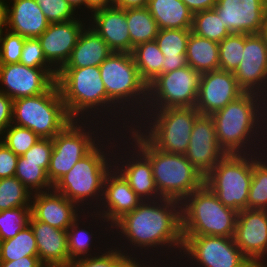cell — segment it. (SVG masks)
Returning a JSON list of instances; mask_svg holds the SVG:
<instances>
[{
	"label": "cell",
	"instance_id": "f546056e",
	"mask_svg": "<svg viewBox=\"0 0 267 267\" xmlns=\"http://www.w3.org/2000/svg\"><path fill=\"white\" fill-rule=\"evenodd\" d=\"M147 9L159 29H191L193 13L181 0H149Z\"/></svg>",
	"mask_w": 267,
	"mask_h": 267
},
{
	"label": "cell",
	"instance_id": "8fae6325",
	"mask_svg": "<svg viewBox=\"0 0 267 267\" xmlns=\"http://www.w3.org/2000/svg\"><path fill=\"white\" fill-rule=\"evenodd\" d=\"M253 154H226L204 177V184L228 208L247 209Z\"/></svg>",
	"mask_w": 267,
	"mask_h": 267
},
{
	"label": "cell",
	"instance_id": "b9f144b4",
	"mask_svg": "<svg viewBox=\"0 0 267 267\" xmlns=\"http://www.w3.org/2000/svg\"><path fill=\"white\" fill-rule=\"evenodd\" d=\"M49 23L77 19L78 14L66 0H35Z\"/></svg>",
	"mask_w": 267,
	"mask_h": 267
},
{
	"label": "cell",
	"instance_id": "f907efd6",
	"mask_svg": "<svg viewBox=\"0 0 267 267\" xmlns=\"http://www.w3.org/2000/svg\"><path fill=\"white\" fill-rule=\"evenodd\" d=\"M176 266H178V260L164 258V257H141L133 265V267H176Z\"/></svg>",
	"mask_w": 267,
	"mask_h": 267
},
{
	"label": "cell",
	"instance_id": "8d00e7d4",
	"mask_svg": "<svg viewBox=\"0 0 267 267\" xmlns=\"http://www.w3.org/2000/svg\"><path fill=\"white\" fill-rule=\"evenodd\" d=\"M32 192L15 176L0 179V211L31 207Z\"/></svg>",
	"mask_w": 267,
	"mask_h": 267
},
{
	"label": "cell",
	"instance_id": "4dcf8cb0",
	"mask_svg": "<svg viewBox=\"0 0 267 267\" xmlns=\"http://www.w3.org/2000/svg\"><path fill=\"white\" fill-rule=\"evenodd\" d=\"M186 59L187 64L200 74L219 70V43L191 32Z\"/></svg>",
	"mask_w": 267,
	"mask_h": 267
},
{
	"label": "cell",
	"instance_id": "f1b7e54d",
	"mask_svg": "<svg viewBox=\"0 0 267 267\" xmlns=\"http://www.w3.org/2000/svg\"><path fill=\"white\" fill-rule=\"evenodd\" d=\"M191 29H159L155 38L164 55L162 74L187 66L186 49Z\"/></svg>",
	"mask_w": 267,
	"mask_h": 267
},
{
	"label": "cell",
	"instance_id": "f6af8a7d",
	"mask_svg": "<svg viewBox=\"0 0 267 267\" xmlns=\"http://www.w3.org/2000/svg\"><path fill=\"white\" fill-rule=\"evenodd\" d=\"M19 62L31 68H53L46 61L38 38H25Z\"/></svg>",
	"mask_w": 267,
	"mask_h": 267
},
{
	"label": "cell",
	"instance_id": "91938a15",
	"mask_svg": "<svg viewBox=\"0 0 267 267\" xmlns=\"http://www.w3.org/2000/svg\"><path fill=\"white\" fill-rule=\"evenodd\" d=\"M0 24H5L4 22V4L0 1Z\"/></svg>",
	"mask_w": 267,
	"mask_h": 267
},
{
	"label": "cell",
	"instance_id": "836d02e7",
	"mask_svg": "<svg viewBox=\"0 0 267 267\" xmlns=\"http://www.w3.org/2000/svg\"><path fill=\"white\" fill-rule=\"evenodd\" d=\"M247 209L267 210V151L253 154Z\"/></svg>",
	"mask_w": 267,
	"mask_h": 267
},
{
	"label": "cell",
	"instance_id": "f5cc1de1",
	"mask_svg": "<svg viewBox=\"0 0 267 267\" xmlns=\"http://www.w3.org/2000/svg\"><path fill=\"white\" fill-rule=\"evenodd\" d=\"M195 14L200 11L213 9L217 0H181Z\"/></svg>",
	"mask_w": 267,
	"mask_h": 267
},
{
	"label": "cell",
	"instance_id": "e575fe53",
	"mask_svg": "<svg viewBox=\"0 0 267 267\" xmlns=\"http://www.w3.org/2000/svg\"><path fill=\"white\" fill-rule=\"evenodd\" d=\"M26 256H38L37 242L29 224L15 237L0 241V261H13Z\"/></svg>",
	"mask_w": 267,
	"mask_h": 267
},
{
	"label": "cell",
	"instance_id": "83f0119b",
	"mask_svg": "<svg viewBox=\"0 0 267 267\" xmlns=\"http://www.w3.org/2000/svg\"><path fill=\"white\" fill-rule=\"evenodd\" d=\"M111 53L105 40L87 25L63 68L99 66Z\"/></svg>",
	"mask_w": 267,
	"mask_h": 267
},
{
	"label": "cell",
	"instance_id": "44dd1931",
	"mask_svg": "<svg viewBox=\"0 0 267 267\" xmlns=\"http://www.w3.org/2000/svg\"><path fill=\"white\" fill-rule=\"evenodd\" d=\"M226 155L219 146L211 115H199L194 122L187 160L205 177Z\"/></svg>",
	"mask_w": 267,
	"mask_h": 267
},
{
	"label": "cell",
	"instance_id": "680465c9",
	"mask_svg": "<svg viewBox=\"0 0 267 267\" xmlns=\"http://www.w3.org/2000/svg\"><path fill=\"white\" fill-rule=\"evenodd\" d=\"M260 34L263 36L265 43L267 44V14Z\"/></svg>",
	"mask_w": 267,
	"mask_h": 267
},
{
	"label": "cell",
	"instance_id": "7c38bea8",
	"mask_svg": "<svg viewBox=\"0 0 267 267\" xmlns=\"http://www.w3.org/2000/svg\"><path fill=\"white\" fill-rule=\"evenodd\" d=\"M182 236L183 248L178 267H254L242 254L233 237Z\"/></svg>",
	"mask_w": 267,
	"mask_h": 267
},
{
	"label": "cell",
	"instance_id": "8992f818",
	"mask_svg": "<svg viewBox=\"0 0 267 267\" xmlns=\"http://www.w3.org/2000/svg\"><path fill=\"white\" fill-rule=\"evenodd\" d=\"M99 69L108 98L135 123L145 112L148 85L142 80L132 53L112 52Z\"/></svg>",
	"mask_w": 267,
	"mask_h": 267
},
{
	"label": "cell",
	"instance_id": "d6986e66",
	"mask_svg": "<svg viewBox=\"0 0 267 267\" xmlns=\"http://www.w3.org/2000/svg\"><path fill=\"white\" fill-rule=\"evenodd\" d=\"M88 25V17L79 16L75 20L50 23L38 37L46 61L59 72L69 60L73 48L83 29Z\"/></svg>",
	"mask_w": 267,
	"mask_h": 267
},
{
	"label": "cell",
	"instance_id": "ba28073f",
	"mask_svg": "<svg viewBox=\"0 0 267 267\" xmlns=\"http://www.w3.org/2000/svg\"><path fill=\"white\" fill-rule=\"evenodd\" d=\"M237 213L204 184L181 202L182 235L233 237Z\"/></svg>",
	"mask_w": 267,
	"mask_h": 267
},
{
	"label": "cell",
	"instance_id": "cb8c5ba5",
	"mask_svg": "<svg viewBox=\"0 0 267 267\" xmlns=\"http://www.w3.org/2000/svg\"><path fill=\"white\" fill-rule=\"evenodd\" d=\"M83 210L54 189L32 194L31 216L50 226L67 230Z\"/></svg>",
	"mask_w": 267,
	"mask_h": 267
},
{
	"label": "cell",
	"instance_id": "484cf974",
	"mask_svg": "<svg viewBox=\"0 0 267 267\" xmlns=\"http://www.w3.org/2000/svg\"><path fill=\"white\" fill-rule=\"evenodd\" d=\"M5 28L24 38H38L50 25L35 0H6Z\"/></svg>",
	"mask_w": 267,
	"mask_h": 267
},
{
	"label": "cell",
	"instance_id": "7dc6e473",
	"mask_svg": "<svg viewBox=\"0 0 267 267\" xmlns=\"http://www.w3.org/2000/svg\"><path fill=\"white\" fill-rule=\"evenodd\" d=\"M71 267H111V245L97 255L74 261Z\"/></svg>",
	"mask_w": 267,
	"mask_h": 267
},
{
	"label": "cell",
	"instance_id": "ffe728a7",
	"mask_svg": "<svg viewBox=\"0 0 267 267\" xmlns=\"http://www.w3.org/2000/svg\"><path fill=\"white\" fill-rule=\"evenodd\" d=\"M244 93L233 72L220 69L206 72L200 77L195 108L201 115H211Z\"/></svg>",
	"mask_w": 267,
	"mask_h": 267
},
{
	"label": "cell",
	"instance_id": "3957f363",
	"mask_svg": "<svg viewBox=\"0 0 267 267\" xmlns=\"http://www.w3.org/2000/svg\"><path fill=\"white\" fill-rule=\"evenodd\" d=\"M211 117L219 146L226 154L267 151L263 135V96L245 92Z\"/></svg>",
	"mask_w": 267,
	"mask_h": 267
},
{
	"label": "cell",
	"instance_id": "816d5d0a",
	"mask_svg": "<svg viewBox=\"0 0 267 267\" xmlns=\"http://www.w3.org/2000/svg\"><path fill=\"white\" fill-rule=\"evenodd\" d=\"M0 267H45L38 256H26L13 261H0Z\"/></svg>",
	"mask_w": 267,
	"mask_h": 267
},
{
	"label": "cell",
	"instance_id": "ee69618b",
	"mask_svg": "<svg viewBox=\"0 0 267 267\" xmlns=\"http://www.w3.org/2000/svg\"><path fill=\"white\" fill-rule=\"evenodd\" d=\"M52 151V139L40 138L23 156H19L17 162L41 163V167L47 172Z\"/></svg>",
	"mask_w": 267,
	"mask_h": 267
},
{
	"label": "cell",
	"instance_id": "94428289",
	"mask_svg": "<svg viewBox=\"0 0 267 267\" xmlns=\"http://www.w3.org/2000/svg\"><path fill=\"white\" fill-rule=\"evenodd\" d=\"M5 29H6L5 24H0V50H1L2 35H3Z\"/></svg>",
	"mask_w": 267,
	"mask_h": 267
},
{
	"label": "cell",
	"instance_id": "e0dca14e",
	"mask_svg": "<svg viewBox=\"0 0 267 267\" xmlns=\"http://www.w3.org/2000/svg\"><path fill=\"white\" fill-rule=\"evenodd\" d=\"M233 239L254 267H264L267 264V210L238 212Z\"/></svg>",
	"mask_w": 267,
	"mask_h": 267
},
{
	"label": "cell",
	"instance_id": "277c9868",
	"mask_svg": "<svg viewBox=\"0 0 267 267\" xmlns=\"http://www.w3.org/2000/svg\"><path fill=\"white\" fill-rule=\"evenodd\" d=\"M123 135L122 131L111 130L53 189L83 211H95L102 200L105 176L113 167L115 144Z\"/></svg>",
	"mask_w": 267,
	"mask_h": 267
},
{
	"label": "cell",
	"instance_id": "4fadbf2b",
	"mask_svg": "<svg viewBox=\"0 0 267 267\" xmlns=\"http://www.w3.org/2000/svg\"><path fill=\"white\" fill-rule=\"evenodd\" d=\"M200 77L189 65L159 75L148 85L145 110L195 107Z\"/></svg>",
	"mask_w": 267,
	"mask_h": 267
},
{
	"label": "cell",
	"instance_id": "d590c367",
	"mask_svg": "<svg viewBox=\"0 0 267 267\" xmlns=\"http://www.w3.org/2000/svg\"><path fill=\"white\" fill-rule=\"evenodd\" d=\"M222 23L214 9L200 11L193 14L191 32L219 43L230 34Z\"/></svg>",
	"mask_w": 267,
	"mask_h": 267
},
{
	"label": "cell",
	"instance_id": "1f68e13d",
	"mask_svg": "<svg viewBox=\"0 0 267 267\" xmlns=\"http://www.w3.org/2000/svg\"><path fill=\"white\" fill-rule=\"evenodd\" d=\"M126 20L131 38V53L137 45L155 40L158 35L157 22L147 7L126 9Z\"/></svg>",
	"mask_w": 267,
	"mask_h": 267
},
{
	"label": "cell",
	"instance_id": "c3c4849f",
	"mask_svg": "<svg viewBox=\"0 0 267 267\" xmlns=\"http://www.w3.org/2000/svg\"><path fill=\"white\" fill-rule=\"evenodd\" d=\"M13 100L0 92V136L12 124Z\"/></svg>",
	"mask_w": 267,
	"mask_h": 267
},
{
	"label": "cell",
	"instance_id": "ab89813d",
	"mask_svg": "<svg viewBox=\"0 0 267 267\" xmlns=\"http://www.w3.org/2000/svg\"><path fill=\"white\" fill-rule=\"evenodd\" d=\"M40 137L32 130L11 124L0 136V141L17 156H23Z\"/></svg>",
	"mask_w": 267,
	"mask_h": 267
},
{
	"label": "cell",
	"instance_id": "bcb514c9",
	"mask_svg": "<svg viewBox=\"0 0 267 267\" xmlns=\"http://www.w3.org/2000/svg\"><path fill=\"white\" fill-rule=\"evenodd\" d=\"M18 158L0 141V179L15 176Z\"/></svg>",
	"mask_w": 267,
	"mask_h": 267
},
{
	"label": "cell",
	"instance_id": "d6a6232c",
	"mask_svg": "<svg viewBox=\"0 0 267 267\" xmlns=\"http://www.w3.org/2000/svg\"><path fill=\"white\" fill-rule=\"evenodd\" d=\"M132 55L139 74L147 85L162 74L164 55L155 40L137 45Z\"/></svg>",
	"mask_w": 267,
	"mask_h": 267
},
{
	"label": "cell",
	"instance_id": "9f6ffc18",
	"mask_svg": "<svg viewBox=\"0 0 267 267\" xmlns=\"http://www.w3.org/2000/svg\"><path fill=\"white\" fill-rule=\"evenodd\" d=\"M72 8L81 16L85 17V0H66Z\"/></svg>",
	"mask_w": 267,
	"mask_h": 267
},
{
	"label": "cell",
	"instance_id": "7a4b0ae2",
	"mask_svg": "<svg viewBox=\"0 0 267 267\" xmlns=\"http://www.w3.org/2000/svg\"><path fill=\"white\" fill-rule=\"evenodd\" d=\"M73 120H96L110 130L127 131L134 123L108 98L99 66L62 68L56 78Z\"/></svg>",
	"mask_w": 267,
	"mask_h": 267
},
{
	"label": "cell",
	"instance_id": "74e56055",
	"mask_svg": "<svg viewBox=\"0 0 267 267\" xmlns=\"http://www.w3.org/2000/svg\"><path fill=\"white\" fill-rule=\"evenodd\" d=\"M15 177L32 193L46 192L53 189L47 172L41 163L17 162Z\"/></svg>",
	"mask_w": 267,
	"mask_h": 267
},
{
	"label": "cell",
	"instance_id": "9c48e42d",
	"mask_svg": "<svg viewBox=\"0 0 267 267\" xmlns=\"http://www.w3.org/2000/svg\"><path fill=\"white\" fill-rule=\"evenodd\" d=\"M111 130L100 121L73 120L53 139L47 176L52 185L68 173Z\"/></svg>",
	"mask_w": 267,
	"mask_h": 267
},
{
	"label": "cell",
	"instance_id": "7402d4cb",
	"mask_svg": "<svg viewBox=\"0 0 267 267\" xmlns=\"http://www.w3.org/2000/svg\"><path fill=\"white\" fill-rule=\"evenodd\" d=\"M213 9L230 33L259 34L267 14V0H217Z\"/></svg>",
	"mask_w": 267,
	"mask_h": 267
},
{
	"label": "cell",
	"instance_id": "5bb4252c",
	"mask_svg": "<svg viewBox=\"0 0 267 267\" xmlns=\"http://www.w3.org/2000/svg\"><path fill=\"white\" fill-rule=\"evenodd\" d=\"M113 167L142 201L161 198L150 161L124 135L115 144Z\"/></svg>",
	"mask_w": 267,
	"mask_h": 267
},
{
	"label": "cell",
	"instance_id": "d4e9b609",
	"mask_svg": "<svg viewBox=\"0 0 267 267\" xmlns=\"http://www.w3.org/2000/svg\"><path fill=\"white\" fill-rule=\"evenodd\" d=\"M88 25L105 40L112 52L131 53L126 10L111 6L95 11L88 17Z\"/></svg>",
	"mask_w": 267,
	"mask_h": 267
},
{
	"label": "cell",
	"instance_id": "f35d334b",
	"mask_svg": "<svg viewBox=\"0 0 267 267\" xmlns=\"http://www.w3.org/2000/svg\"><path fill=\"white\" fill-rule=\"evenodd\" d=\"M244 34L230 33L219 42V69L234 72L242 60Z\"/></svg>",
	"mask_w": 267,
	"mask_h": 267
},
{
	"label": "cell",
	"instance_id": "4316f807",
	"mask_svg": "<svg viewBox=\"0 0 267 267\" xmlns=\"http://www.w3.org/2000/svg\"><path fill=\"white\" fill-rule=\"evenodd\" d=\"M29 225L37 242L40 262L45 267H71L67 231L37 221L32 216H30Z\"/></svg>",
	"mask_w": 267,
	"mask_h": 267
},
{
	"label": "cell",
	"instance_id": "6da1fadb",
	"mask_svg": "<svg viewBox=\"0 0 267 267\" xmlns=\"http://www.w3.org/2000/svg\"><path fill=\"white\" fill-rule=\"evenodd\" d=\"M112 243L123 253L179 260L181 203L164 198L142 201L112 226Z\"/></svg>",
	"mask_w": 267,
	"mask_h": 267
},
{
	"label": "cell",
	"instance_id": "11a10c76",
	"mask_svg": "<svg viewBox=\"0 0 267 267\" xmlns=\"http://www.w3.org/2000/svg\"><path fill=\"white\" fill-rule=\"evenodd\" d=\"M149 0H116L113 6L121 9H132V8H142L147 7Z\"/></svg>",
	"mask_w": 267,
	"mask_h": 267
},
{
	"label": "cell",
	"instance_id": "2e32d148",
	"mask_svg": "<svg viewBox=\"0 0 267 267\" xmlns=\"http://www.w3.org/2000/svg\"><path fill=\"white\" fill-rule=\"evenodd\" d=\"M57 74L54 68H31L20 62L0 64V92L12 100L37 96L56 83Z\"/></svg>",
	"mask_w": 267,
	"mask_h": 267
},
{
	"label": "cell",
	"instance_id": "603a6c76",
	"mask_svg": "<svg viewBox=\"0 0 267 267\" xmlns=\"http://www.w3.org/2000/svg\"><path fill=\"white\" fill-rule=\"evenodd\" d=\"M141 202L142 200L131 189L124 177L112 167L105 176L102 200L95 212L112 227Z\"/></svg>",
	"mask_w": 267,
	"mask_h": 267
},
{
	"label": "cell",
	"instance_id": "681fc988",
	"mask_svg": "<svg viewBox=\"0 0 267 267\" xmlns=\"http://www.w3.org/2000/svg\"><path fill=\"white\" fill-rule=\"evenodd\" d=\"M140 258L141 256L123 253L111 244V267H133Z\"/></svg>",
	"mask_w": 267,
	"mask_h": 267
},
{
	"label": "cell",
	"instance_id": "6f0895ef",
	"mask_svg": "<svg viewBox=\"0 0 267 267\" xmlns=\"http://www.w3.org/2000/svg\"><path fill=\"white\" fill-rule=\"evenodd\" d=\"M263 135L267 148V94L263 96Z\"/></svg>",
	"mask_w": 267,
	"mask_h": 267
},
{
	"label": "cell",
	"instance_id": "30bf717a",
	"mask_svg": "<svg viewBox=\"0 0 267 267\" xmlns=\"http://www.w3.org/2000/svg\"><path fill=\"white\" fill-rule=\"evenodd\" d=\"M72 121L57 83L40 95L13 100L12 124L28 128L40 138L53 139Z\"/></svg>",
	"mask_w": 267,
	"mask_h": 267
},
{
	"label": "cell",
	"instance_id": "60d3db41",
	"mask_svg": "<svg viewBox=\"0 0 267 267\" xmlns=\"http://www.w3.org/2000/svg\"><path fill=\"white\" fill-rule=\"evenodd\" d=\"M31 207H17L0 211V241L15 237L28 224Z\"/></svg>",
	"mask_w": 267,
	"mask_h": 267
},
{
	"label": "cell",
	"instance_id": "9a60e30c",
	"mask_svg": "<svg viewBox=\"0 0 267 267\" xmlns=\"http://www.w3.org/2000/svg\"><path fill=\"white\" fill-rule=\"evenodd\" d=\"M66 231L72 263L97 255L112 244V227L95 211H83Z\"/></svg>",
	"mask_w": 267,
	"mask_h": 267
},
{
	"label": "cell",
	"instance_id": "ac0fdd59",
	"mask_svg": "<svg viewBox=\"0 0 267 267\" xmlns=\"http://www.w3.org/2000/svg\"><path fill=\"white\" fill-rule=\"evenodd\" d=\"M242 60L233 72L245 92L267 94V44L259 34H244Z\"/></svg>",
	"mask_w": 267,
	"mask_h": 267
},
{
	"label": "cell",
	"instance_id": "7bdbcfd3",
	"mask_svg": "<svg viewBox=\"0 0 267 267\" xmlns=\"http://www.w3.org/2000/svg\"><path fill=\"white\" fill-rule=\"evenodd\" d=\"M25 38L20 34L4 30L1 40L0 64L19 63Z\"/></svg>",
	"mask_w": 267,
	"mask_h": 267
},
{
	"label": "cell",
	"instance_id": "52a82bcc",
	"mask_svg": "<svg viewBox=\"0 0 267 267\" xmlns=\"http://www.w3.org/2000/svg\"><path fill=\"white\" fill-rule=\"evenodd\" d=\"M200 113L195 107L145 110L134 127L157 149L185 155Z\"/></svg>",
	"mask_w": 267,
	"mask_h": 267
},
{
	"label": "cell",
	"instance_id": "db71d44e",
	"mask_svg": "<svg viewBox=\"0 0 267 267\" xmlns=\"http://www.w3.org/2000/svg\"><path fill=\"white\" fill-rule=\"evenodd\" d=\"M111 6H113L111 0H85V17H89L95 11Z\"/></svg>",
	"mask_w": 267,
	"mask_h": 267
},
{
	"label": "cell",
	"instance_id": "5b68a950",
	"mask_svg": "<svg viewBox=\"0 0 267 267\" xmlns=\"http://www.w3.org/2000/svg\"><path fill=\"white\" fill-rule=\"evenodd\" d=\"M124 136L150 161L153 178L161 198L182 202L204 185V176L185 155L155 148L134 126Z\"/></svg>",
	"mask_w": 267,
	"mask_h": 267
}]
</instances>
